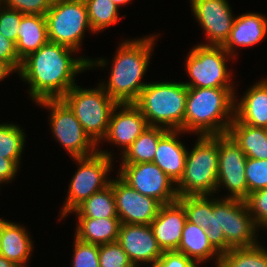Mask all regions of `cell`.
Segmentation results:
<instances>
[{
  "label": "cell",
  "mask_w": 267,
  "mask_h": 267,
  "mask_svg": "<svg viewBox=\"0 0 267 267\" xmlns=\"http://www.w3.org/2000/svg\"><path fill=\"white\" fill-rule=\"evenodd\" d=\"M76 53L72 48L48 41L22 60L17 75L28 84V96L34 104L45 99H61L78 84L75 78L89 70L91 58L77 57Z\"/></svg>",
  "instance_id": "cell-1"
},
{
  "label": "cell",
  "mask_w": 267,
  "mask_h": 267,
  "mask_svg": "<svg viewBox=\"0 0 267 267\" xmlns=\"http://www.w3.org/2000/svg\"><path fill=\"white\" fill-rule=\"evenodd\" d=\"M158 37L159 33L135 39L126 38L118 43L110 63L102 57L91 58L89 61V70L99 67L104 69L111 64L108 80L105 82L101 79L98 84L117 104L135 103L148 84L143 79L149 70Z\"/></svg>",
  "instance_id": "cell-2"
},
{
  "label": "cell",
  "mask_w": 267,
  "mask_h": 267,
  "mask_svg": "<svg viewBox=\"0 0 267 267\" xmlns=\"http://www.w3.org/2000/svg\"><path fill=\"white\" fill-rule=\"evenodd\" d=\"M235 89L188 87L184 132L195 136L227 134L234 119Z\"/></svg>",
  "instance_id": "cell-3"
},
{
  "label": "cell",
  "mask_w": 267,
  "mask_h": 267,
  "mask_svg": "<svg viewBox=\"0 0 267 267\" xmlns=\"http://www.w3.org/2000/svg\"><path fill=\"white\" fill-rule=\"evenodd\" d=\"M259 231L245 200L213 195L212 220L206 233L209 242L220 254L231 248L259 244Z\"/></svg>",
  "instance_id": "cell-4"
},
{
  "label": "cell",
  "mask_w": 267,
  "mask_h": 267,
  "mask_svg": "<svg viewBox=\"0 0 267 267\" xmlns=\"http://www.w3.org/2000/svg\"><path fill=\"white\" fill-rule=\"evenodd\" d=\"M188 87L183 81L148 82L134 103L148 126L184 132Z\"/></svg>",
  "instance_id": "cell-5"
},
{
  "label": "cell",
  "mask_w": 267,
  "mask_h": 267,
  "mask_svg": "<svg viewBox=\"0 0 267 267\" xmlns=\"http://www.w3.org/2000/svg\"><path fill=\"white\" fill-rule=\"evenodd\" d=\"M187 152L182 177L176 183L178 197L216 194L219 164L218 135L197 136Z\"/></svg>",
  "instance_id": "cell-6"
},
{
  "label": "cell",
  "mask_w": 267,
  "mask_h": 267,
  "mask_svg": "<svg viewBox=\"0 0 267 267\" xmlns=\"http://www.w3.org/2000/svg\"><path fill=\"white\" fill-rule=\"evenodd\" d=\"M114 156L112 151L98 147V151L93 155L71 158L78 167L68 185L64 203L60 207V220L71 215L92 194L110 185L112 176H108L112 173L115 162H118L114 161Z\"/></svg>",
  "instance_id": "cell-7"
},
{
  "label": "cell",
  "mask_w": 267,
  "mask_h": 267,
  "mask_svg": "<svg viewBox=\"0 0 267 267\" xmlns=\"http://www.w3.org/2000/svg\"><path fill=\"white\" fill-rule=\"evenodd\" d=\"M232 60L236 61L222 46L197 43L184 60L189 81L183 83L196 88H237L232 79L234 72L227 66V62Z\"/></svg>",
  "instance_id": "cell-8"
},
{
  "label": "cell",
  "mask_w": 267,
  "mask_h": 267,
  "mask_svg": "<svg viewBox=\"0 0 267 267\" xmlns=\"http://www.w3.org/2000/svg\"><path fill=\"white\" fill-rule=\"evenodd\" d=\"M95 86L89 89L76 84L61 100L74 113L84 131L98 145L107 133L110 116L117 103L99 84Z\"/></svg>",
  "instance_id": "cell-9"
},
{
  "label": "cell",
  "mask_w": 267,
  "mask_h": 267,
  "mask_svg": "<svg viewBox=\"0 0 267 267\" xmlns=\"http://www.w3.org/2000/svg\"><path fill=\"white\" fill-rule=\"evenodd\" d=\"M45 17L48 40L72 48L78 53L82 50L85 32L95 35L84 0H54Z\"/></svg>",
  "instance_id": "cell-10"
},
{
  "label": "cell",
  "mask_w": 267,
  "mask_h": 267,
  "mask_svg": "<svg viewBox=\"0 0 267 267\" xmlns=\"http://www.w3.org/2000/svg\"><path fill=\"white\" fill-rule=\"evenodd\" d=\"M35 104L49 110L48 122L52 136L71 158L87 157L98 151V145L61 99H45Z\"/></svg>",
  "instance_id": "cell-11"
},
{
  "label": "cell",
  "mask_w": 267,
  "mask_h": 267,
  "mask_svg": "<svg viewBox=\"0 0 267 267\" xmlns=\"http://www.w3.org/2000/svg\"><path fill=\"white\" fill-rule=\"evenodd\" d=\"M218 153L216 194L219 196L220 189L223 188L228 193L225 196L221 194L220 198L245 200L247 198L245 153L228 133L218 135Z\"/></svg>",
  "instance_id": "cell-12"
},
{
  "label": "cell",
  "mask_w": 267,
  "mask_h": 267,
  "mask_svg": "<svg viewBox=\"0 0 267 267\" xmlns=\"http://www.w3.org/2000/svg\"><path fill=\"white\" fill-rule=\"evenodd\" d=\"M119 167L115 172L144 196L162 205L178 200L176 184L155 163L119 164Z\"/></svg>",
  "instance_id": "cell-13"
},
{
  "label": "cell",
  "mask_w": 267,
  "mask_h": 267,
  "mask_svg": "<svg viewBox=\"0 0 267 267\" xmlns=\"http://www.w3.org/2000/svg\"><path fill=\"white\" fill-rule=\"evenodd\" d=\"M189 7L206 36L202 45L223 46L228 40L234 15L228 0H189Z\"/></svg>",
  "instance_id": "cell-14"
},
{
  "label": "cell",
  "mask_w": 267,
  "mask_h": 267,
  "mask_svg": "<svg viewBox=\"0 0 267 267\" xmlns=\"http://www.w3.org/2000/svg\"><path fill=\"white\" fill-rule=\"evenodd\" d=\"M110 185L115 196L118 217L123 224L150 225L162 204L128 185L117 173Z\"/></svg>",
  "instance_id": "cell-15"
},
{
  "label": "cell",
  "mask_w": 267,
  "mask_h": 267,
  "mask_svg": "<svg viewBox=\"0 0 267 267\" xmlns=\"http://www.w3.org/2000/svg\"><path fill=\"white\" fill-rule=\"evenodd\" d=\"M147 127L145 117L134 103L117 104L111 113L107 133L98 147L103 142H110L121 148L120 155H123Z\"/></svg>",
  "instance_id": "cell-16"
},
{
  "label": "cell",
  "mask_w": 267,
  "mask_h": 267,
  "mask_svg": "<svg viewBox=\"0 0 267 267\" xmlns=\"http://www.w3.org/2000/svg\"><path fill=\"white\" fill-rule=\"evenodd\" d=\"M118 242L137 267H150L163 253L150 225L121 223Z\"/></svg>",
  "instance_id": "cell-17"
},
{
  "label": "cell",
  "mask_w": 267,
  "mask_h": 267,
  "mask_svg": "<svg viewBox=\"0 0 267 267\" xmlns=\"http://www.w3.org/2000/svg\"><path fill=\"white\" fill-rule=\"evenodd\" d=\"M267 38V16L262 13L246 12L236 15L228 40L222 46L235 59L237 49L254 47ZM242 47V48H240Z\"/></svg>",
  "instance_id": "cell-18"
},
{
  "label": "cell",
  "mask_w": 267,
  "mask_h": 267,
  "mask_svg": "<svg viewBox=\"0 0 267 267\" xmlns=\"http://www.w3.org/2000/svg\"><path fill=\"white\" fill-rule=\"evenodd\" d=\"M186 221L185 209L178 201L160 207L150 226L162 251L178 249Z\"/></svg>",
  "instance_id": "cell-19"
},
{
  "label": "cell",
  "mask_w": 267,
  "mask_h": 267,
  "mask_svg": "<svg viewBox=\"0 0 267 267\" xmlns=\"http://www.w3.org/2000/svg\"><path fill=\"white\" fill-rule=\"evenodd\" d=\"M237 95L234 117L241 123L267 129V77L250 85L241 97Z\"/></svg>",
  "instance_id": "cell-20"
},
{
  "label": "cell",
  "mask_w": 267,
  "mask_h": 267,
  "mask_svg": "<svg viewBox=\"0 0 267 267\" xmlns=\"http://www.w3.org/2000/svg\"><path fill=\"white\" fill-rule=\"evenodd\" d=\"M185 134L182 130H168L159 139L153 160L175 184L183 175L189 149L179 140V137Z\"/></svg>",
  "instance_id": "cell-21"
},
{
  "label": "cell",
  "mask_w": 267,
  "mask_h": 267,
  "mask_svg": "<svg viewBox=\"0 0 267 267\" xmlns=\"http://www.w3.org/2000/svg\"><path fill=\"white\" fill-rule=\"evenodd\" d=\"M24 224L7 221L4 226L0 255L13 262L18 267H29L34 250V240Z\"/></svg>",
  "instance_id": "cell-22"
},
{
  "label": "cell",
  "mask_w": 267,
  "mask_h": 267,
  "mask_svg": "<svg viewBox=\"0 0 267 267\" xmlns=\"http://www.w3.org/2000/svg\"><path fill=\"white\" fill-rule=\"evenodd\" d=\"M190 258L196 265L212 262L219 266L221 254L209 242L206 230L200 226L186 221L182 231V239L176 250Z\"/></svg>",
  "instance_id": "cell-23"
},
{
  "label": "cell",
  "mask_w": 267,
  "mask_h": 267,
  "mask_svg": "<svg viewBox=\"0 0 267 267\" xmlns=\"http://www.w3.org/2000/svg\"><path fill=\"white\" fill-rule=\"evenodd\" d=\"M48 41L46 17L25 14L17 31L16 52L19 59L22 61Z\"/></svg>",
  "instance_id": "cell-24"
},
{
  "label": "cell",
  "mask_w": 267,
  "mask_h": 267,
  "mask_svg": "<svg viewBox=\"0 0 267 267\" xmlns=\"http://www.w3.org/2000/svg\"><path fill=\"white\" fill-rule=\"evenodd\" d=\"M74 236L92 244L118 241L121 221L119 218H76Z\"/></svg>",
  "instance_id": "cell-25"
},
{
  "label": "cell",
  "mask_w": 267,
  "mask_h": 267,
  "mask_svg": "<svg viewBox=\"0 0 267 267\" xmlns=\"http://www.w3.org/2000/svg\"><path fill=\"white\" fill-rule=\"evenodd\" d=\"M228 134L247 158L267 160V129L239 122L235 117Z\"/></svg>",
  "instance_id": "cell-26"
},
{
  "label": "cell",
  "mask_w": 267,
  "mask_h": 267,
  "mask_svg": "<svg viewBox=\"0 0 267 267\" xmlns=\"http://www.w3.org/2000/svg\"><path fill=\"white\" fill-rule=\"evenodd\" d=\"M168 129L148 126L128 150L119 157L120 164H136L153 162L159 139Z\"/></svg>",
  "instance_id": "cell-27"
},
{
  "label": "cell",
  "mask_w": 267,
  "mask_h": 267,
  "mask_svg": "<svg viewBox=\"0 0 267 267\" xmlns=\"http://www.w3.org/2000/svg\"><path fill=\"white\" fill-rule=\"evenodd\" d=\"M71 214L76 218H119L112 186L92 194Z\"/></svg>",
  "instance_id": "cell-28"
},
{
  "label": "cell",
  "mask_w": 267,
  "mask_h": 267,
  "mask_svg": "<svg viewBox=\"0 0 267 267\" xmlns=\"http://www.w3.org/2000/svg\"><path fill=\"white\" fill-rule=\"evenodd\" d=\"M218 267H267V248L261 242L252 247L231 248L221 254Z\"/></svg>",
  "instance_id": "cell-29"
},
{
  "label": "cell",
  "mask_w": 267,
  "mask_h": 267,
  "mask_svg": "<svg viewBox=\"0 0 267 267\" xmlns=\"http://www.w3.org/2000/svg\"><path fill=\"white\" fill-rule=\"evenodd\" d=\"M15 123H0V155L5 159L13 160L21 167V157L25 150V129Z\"/></svg>",
  "instance_id": "cell-30"
},
{
  "label": "cell",
  "mask_w": 267,
  "mask_h": 267,
  "mask_svg": "<svg viewBox=\"0 0 267 267\" xmlns=\"http://www.w3.org/2000/svg\"><path fill=\"white\" fill-rule=\"evenodd\" d=\"M90 26L95 34L115 25L120 20L119 8L111 0H84Z\"/></svg>",
  "instance_id": "cell-31"
},
{
  "label": "cell",
  "mask_w": 267,
  "mask_h": 267,
  "mask_svg": "<svg viewBox=\"0 0 267 267\" xmlns=\"http://www.w3.org/2000/svg\"><path fill=\"white\" fill-rule=\"evenodd\" d=\"M185 209L187 221L207 230L210 227L213 212L212 196H183L177 200Z\"/></svg>",
  "instance_id": "cell-32"
},
{
  "label": "cell",
  "mask_w": 267,
  "mask_h": 267,
  "mask_svg": "<svg viewBox=\"0 0 267 267\" xmlns=\"http://www.w3.org/2000/svg\"><path fill=\"white\" fill-rule=\"evenodd\" d=\"M71 267H100L99 245L80 241L74 236Z\"/></svg>",
  "instance_id": "cell-33"
},
{
  "label": "cell",
  "mask_w": 267,
  "mask_h": 267,
  "mask_svg": "<svg viewBox=\"0 0 267 267\" xmlns=\"http://www.w3.org/2000/svg\"><path fill=\"white\" fill-rule=\"evenodd\" d=\"M100 267H137L133 265L118 241L99 245Z\"/></svg>",
  "instance_id": "cell-34"
},
{
  "label": "cell",
  "mask_w": 267,
  "mask_h": 267,
  "mask_svg": "<svg viewBox=\"0 0 267 267\" xmlns=\"http://www.w3.org/2000/svg\"><path fill=\"white\" fill-rule=\"evenodd\" d=\"M247 197L256 190L267 188V160L246 159Z\"/></svg>",
  "instance_id": "cell-35"
},
{
  "label": "cell",
  "mask_w": 267,
  "mask_h": 267,
  "mask_svg": "<svg viewBox=\"0 0 267 267\" xmlns=\"http://www.w3.org/2000/svg\"><path fill=\"white\" fill-rule=\"evenodd\" d=\"M245 202L253 221L263 230L267 226V188L252 192Z\"/></svg>",
  "instance_id": "cell-36"
},
{
  "label": "cell",
  "mask_w": 267,
  "mask_h": 267,
  "mask_svg": "<svg viewBox=\"0 0 267 267\" xmlns=\"http://www.w3.org/2000/svg\"><path fill=\"white\" fill-rule=\"evenodd\" d=\"M24 15L20 11L0 5V33L15 44L17 42V31Z\"/></svg>",
  "instance_id": "cell-37"
},
{
  "label": "cell",
  "mask_w": 267,
  "mask_h": 267,
  "mask_svg": "<svg viewBox=\"0 0 267 267\" xmlns=\"http://www.w3.org/2000/svg\"><path fill=\"white\" fill-rule=\"evenodd\" d=\"M54 0H1L7 8L17 10L23 14L44 15L51 8Z\"/></svg>",
  "instance_id": "cell-38"
},
{
  "label": "cell",
  "mask_w": 267,
  "mask_h": 267,
  "mask_svg": "<svg viewBox=\"0 0 267 267\" xmlns=\"http://www.w3.org/2000/svg\"><path fill=\"white\" fill-rule=\"evenodd\" d=\"M150 267H199L190 258L176 250L163 251L161 257Z\"/></svg>",
  "instance_id": "cell-39"
},
{
  "label": "cell",
  "mask_w": 267,
  "mask_h": 267,
  "mask_svg": "<svg viewBox=\"0 0 267 267\" xmlns=\"http://www.w3.org/2000/svg\"><path fill=\"white\" fill-rule=\"evenodd\" d=\"M0 61L7 63L17 74L21 60L16 52V44L0 33Z\"/></svg>",
  "instance_id": "cell-40"
},
{
  "label": "cell",
  "mask_w": 267,
  "mask_h": 267,
  "mask_svg": "<svg viewBox=\"0 0 267 267\" xmlns=\"http://www.w3.org/2000/svg\"><path fill=\"white\" fill-rule=\"evenodd\" d=\"M18 171L20 167L11 159L3 158V155H0V184H8L15 180L18 176ZM11 181V182H10Z\"/></svg>",
  "instance_id": "cell-41"
},
{
  "label": "cell",
  "mask_w": 267,
  "mask_h": 267,
  "mask_svg": "<svg viewBox=\"0 0 267 267\" xmlns=\"http://www.w3.org/2000/svg\"><path fill=\"white\" fill-rule=\"evenodd\" d=\"M12 73H16L7 63L0 61V81L2 82Z\"/></svg>",
  "instance_id": "cell-42"
},
{
  "label": "cell",
  "mask_w": 267,
  "mask_h": 267,
  "mask_svg": "<svg viewBox=\"0 0 267 267\" xmlns=\"http://www.w3.org/2000/svg\"><path fill=\"white\" fill-rule=\"evenodd\" d=\"M0 267H18L13 262L0 255Z\"/></svg>",
  "instance_id": "cell-43"
},
{
  "label": "cell",
  "mask_w": 267,
  "mask_h": 267,
  "mask_svg": "<svg viewBox=\"0 0 267 267\" xmlns=\"http://www.w3.org/2000/svg\"><path fill=\"white\" fill-rule=\"evenodd\" d=\"M118 8L130 4L133 0H111Z\"/></svg>",
  "instance_id": "cell-44"
},
{
  "label": "cell",
  "mask_w": 267,
  "mask_h": 267,
  "mask_svg": "<svg viewBox=\"0 0 267 267\" xmlns=\"http://www.w3.org/2000/svg\"><path fill=\"white\" fill-rule=\"evenodd\" d=\"M8 220L0 218V241H1V235L4 229V226L6 225ZM0 250H1V246H0Z\"/></svg>",
  "instance_id": "cell-45"
}]
</instances>
